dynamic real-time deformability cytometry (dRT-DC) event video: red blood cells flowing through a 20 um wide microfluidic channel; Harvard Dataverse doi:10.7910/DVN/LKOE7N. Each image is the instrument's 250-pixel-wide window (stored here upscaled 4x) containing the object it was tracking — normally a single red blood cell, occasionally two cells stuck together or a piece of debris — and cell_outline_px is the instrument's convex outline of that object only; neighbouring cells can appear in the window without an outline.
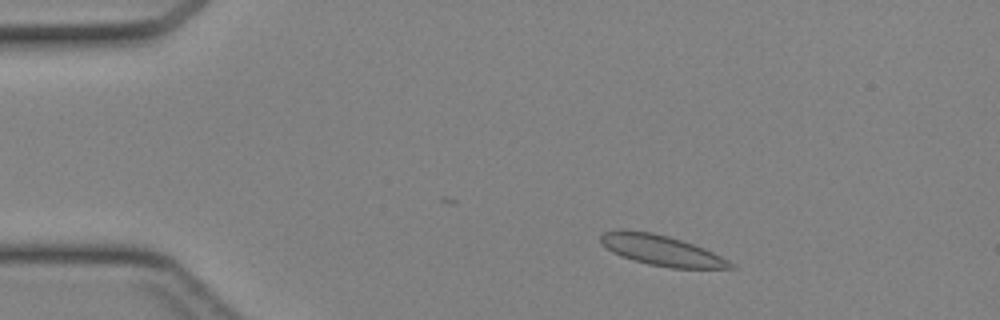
{"species": "Egyptian fruit bat (a non-hibernating species)", "species_latin": "Rousettus aegyptiacus", "temperature_condition": "cold", "stored_images_in_passage": 37, "camera_frame_rate_fps": 3000, "um_per_image_px": 0.085, "animal": {"sex": "female"}, "frame": {"image": 1, "passage_image": 5, "time_ms": 1.333, "image_size_px": [1000, 320], "cell_outline_px": [[736, 268], [668, 268], [648, 264], [632, 260], [620, 256], [612, 252], [600, 244], [600, 236], [604, 232], [620, 228], [624, 228], [652, 232], [668, 236], [704, 248], [728, 260]], "centroid_in_image_um": [56.13, 21.26], "position_along_channel_um": 28.9, "area_um2": 23.18}}
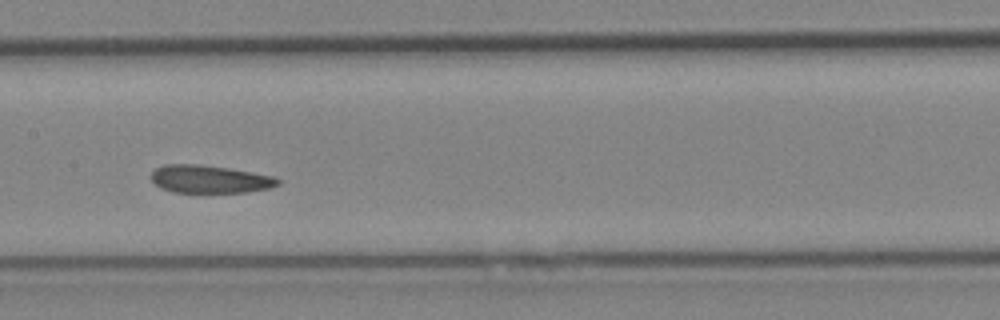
{"frame": {"image": 2, "passage_image": 20, "time_ms": 6.333, "image_size_px": [1000, 320], "cell_outline_px": [[280, 184], [268, 188], [244, 192], [172, 192], [160, 188], [152, 180], [152, 172], [156, 168], [164, 164], [200, 164], [228, 168], [276, 176], [280, 180]], "centroid_in_image_um": [17.83, 15.22], "position_along_channel_um": 189.6, "area_um2": 20.52}}
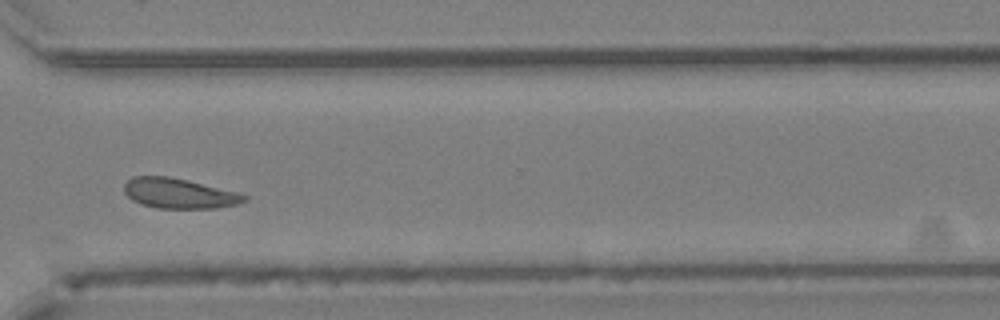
{"frame": {"image": 3, "passage_image": 31, "time_ms": 10.0, "image_size_px": [1000, 320], "cell_outline_px": [[248, 200], [236, 204], [216, 208], [156, 208], [140, 204], [132, 200], [124, 192], [124, 184], [132, 176], [168, 176], [240, 192], [248, 196]], "centroid_in_image_um": [15.22, 16.44], "position_along_channel_um": 355.4, "area_um2": 21.15}}